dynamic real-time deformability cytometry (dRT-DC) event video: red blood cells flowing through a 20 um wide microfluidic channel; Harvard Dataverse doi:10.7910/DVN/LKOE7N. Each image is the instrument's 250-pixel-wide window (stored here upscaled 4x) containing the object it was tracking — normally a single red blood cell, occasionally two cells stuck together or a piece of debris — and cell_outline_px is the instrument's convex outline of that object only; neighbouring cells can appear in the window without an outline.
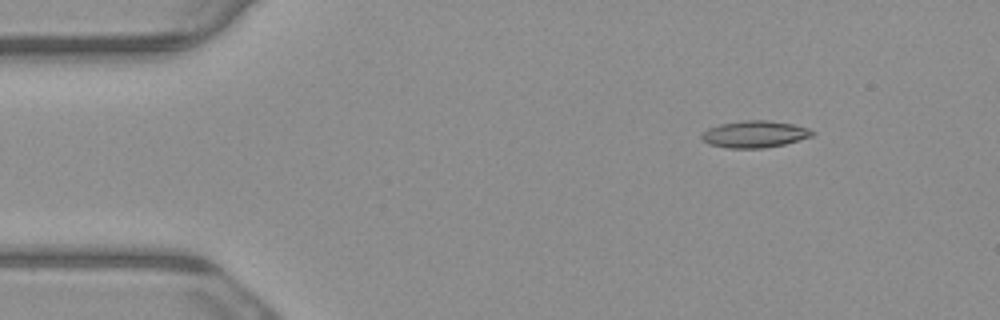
{"species": "common noctule bat (a hibernating species)", "species_latin": "Nyctalus noctula", "temperature_condition": "warm", "stored_images_in_passage": 4, "segment_of_instrument_passage": [1, 2], "camera_frame_rate_fps": 3000, "um_per_image_px": 0.085, "animal": {"sex": "male", "body_mass_g": 23.1, "forearm_length_mm": 52.7}, "frame": {"image": 1, "passage_image": 1, "time_ms": 0.0, "image_size_px": [1000, 320], "cell_outline_px": [[816, 132], [812, 136], [784, 144], [764, 148], [728, 148], [708, 144], [700, 140], [700, 132], [708, 128], [720, 124], [744, 120], [768, 120], [792, 124], [808, 128]], "centroid_in_image_um": [64.09, 11.4], "position_along_channel_um": 20.9, "area_um2": 17.46}}